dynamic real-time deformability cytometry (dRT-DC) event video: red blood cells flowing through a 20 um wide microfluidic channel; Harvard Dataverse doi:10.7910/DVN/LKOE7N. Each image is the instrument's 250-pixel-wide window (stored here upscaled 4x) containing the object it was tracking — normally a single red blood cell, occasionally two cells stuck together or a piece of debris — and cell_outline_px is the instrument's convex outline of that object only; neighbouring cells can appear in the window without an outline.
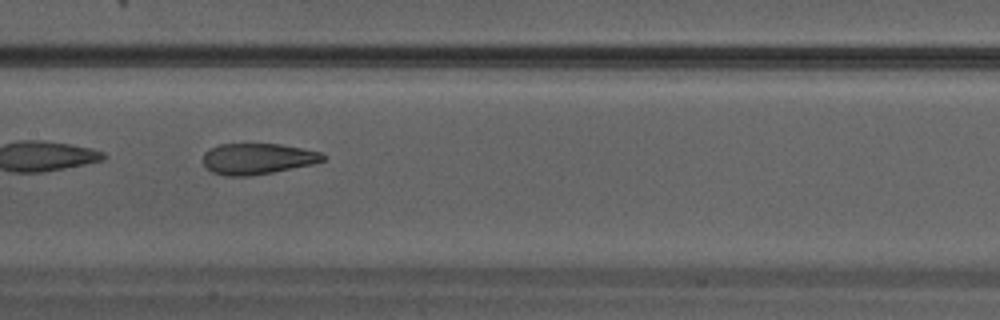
{"species": "Egyptian fruit bat (a non-hibernating species)", "species_latin": "Rousettus aegyptiacus", "temperature_condition": "warm", "stored_images_in_passage": 23, "camera_frame_rate_fps": 3000, "um_per_image_px": 0.085, "animal": {"sex": "male"}, "frame": {"image": 1, "passage_image": 7, "time_ms": 2.0, "image_size_px": [1000, 320], "cell_outline_px": [[328, 156], [324, 160], [312, 164], [272, 172], [248, 176], [224, 176], [212, 172], [204, 164], [204, 152], [208, 148], [220, 144], [280, 144], [324, 152]], "centroid_in_image_um": [21.91, 13.48], "position_along_channel_um": 185.5, "area_um2": 21.73}}